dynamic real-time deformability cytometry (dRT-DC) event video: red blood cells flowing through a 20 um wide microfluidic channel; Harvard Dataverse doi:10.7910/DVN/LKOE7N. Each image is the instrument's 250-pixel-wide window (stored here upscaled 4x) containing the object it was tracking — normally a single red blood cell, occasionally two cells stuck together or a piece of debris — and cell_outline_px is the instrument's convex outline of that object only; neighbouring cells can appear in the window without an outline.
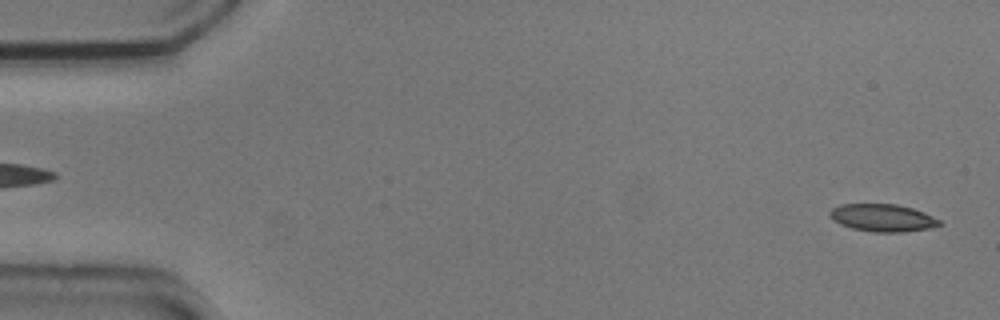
{"species": "common noctule bat (a hibernating species)", "species_latin": "Nyctalus noctula", "temperature_condition": "cold", "stored_images_in_passage": 4, "camera_frame_rate_fps": 3000, "um_per_image_px": 0.085, "animal": {"sex": "male", "body_mass_g": 20.5, "forearm_length_mm": 52.5}, "frame": {"image": 1, "passage_image": 4, "time_ms": 1.0, "image_size_px": [1000, 320], "cell_outline_px": [[944, 224], [928, 228], [904, 232], [872, 232], [852, 228], [840, 224], [832, 220], [828, 216], [828, 212], [832, 208], [840, 204], [896, 204], [912, 208], [924, 212], [940, 220]], "centroid_in_image_um": [74.99, 18.51], "position_along_channel_um": 10.0, "area_um2": 17.69}}